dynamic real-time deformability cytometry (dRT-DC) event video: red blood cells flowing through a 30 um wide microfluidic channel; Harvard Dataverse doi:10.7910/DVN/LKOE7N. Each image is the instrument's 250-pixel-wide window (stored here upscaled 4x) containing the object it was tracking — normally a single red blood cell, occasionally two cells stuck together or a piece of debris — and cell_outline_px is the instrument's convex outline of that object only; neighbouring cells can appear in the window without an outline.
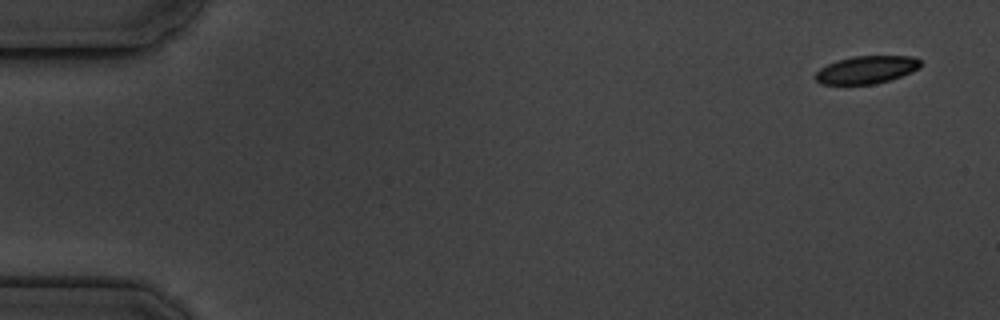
{"species": "common noctule bat (a hibernating species)", "species_latin": "Nyctalus noctula", "temperature_condition": "cold", "stored_images_in_passage": 5, "camera_frame_rate_fps": 3000, "um_per_image_px": 0.085, "animal": {"sex": "male", "body_mass_g": 19.5, "forearm_length_mm": 54.6}, "frame": {"image": 1, "passage_image": 1, "time_ms": 0.0, "image_size_px": [1000, 320], "cell_outline_px": [[920, 68], [912, 72], [876, 84], [820, 84], [812, 76], [820, 68], [828, 64], [852, 56], [912, 56], [920, 60]], "centroid_in_image_um": [73.63, 5.93], "position_along_channel_um": 11.4, "area_um2": 16.94}}
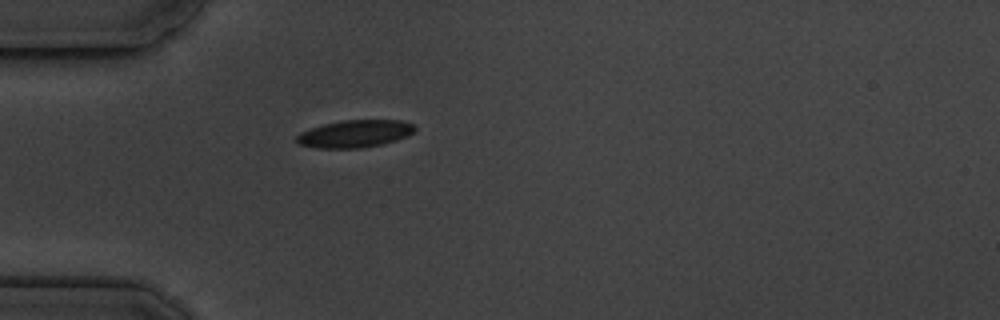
{"frame": {"image": 2, "passage_image": 5, "time_ms": 4.667, "image_size_px": [1000, 320], "cell_outline_px": [[416, 128], [408, 136], [396, 140], [380, 144], [360, 148], [316, 148], [300, 144], [296, 140], [296, 136], [300, 132], [324, 124], [344, 120], [400, 120], [412, 124]], "centroid_in_image_um": [30.16, 11.37], "position_along_channel_um": 54.8, "area_um2": 18.67}}